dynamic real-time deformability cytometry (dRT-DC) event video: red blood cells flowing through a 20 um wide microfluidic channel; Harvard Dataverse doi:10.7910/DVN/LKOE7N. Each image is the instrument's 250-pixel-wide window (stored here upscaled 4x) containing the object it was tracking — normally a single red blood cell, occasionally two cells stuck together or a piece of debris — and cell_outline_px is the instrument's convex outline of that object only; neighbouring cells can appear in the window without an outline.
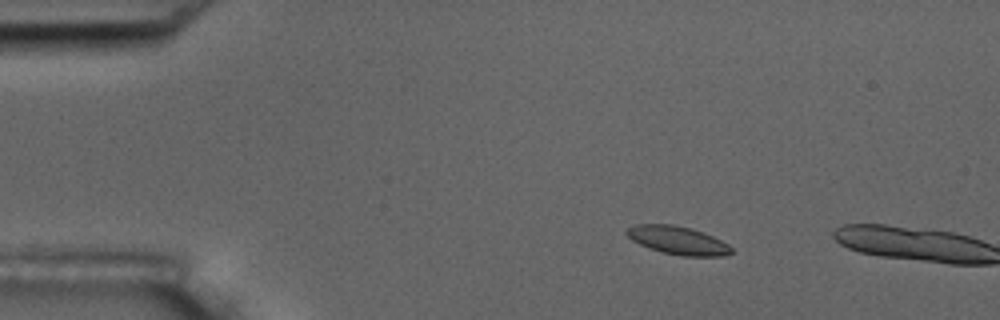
{"species": "common noctule bat (a hibernating species)", "species_latin": "Nyctalus noctula", "temperature_condition": "room temperature", "stored_images_in_passage": 3, "camera_frame_rate_fps": 3000, "um_per_image_px": 0.085, "animal": {"sex": "male", "body_mass_g": 17.5, "forearm_length_mm": 52.3}, "frame": {"image": 1, "passage_image": 2, "time_ms": 2.0, "image_size_px": [1000, 320], "cell_outline_px": [[732, 252], [724, 256], [680, 256], [660, 252], [648, 248], [632, 240], [624, 232], [628, 228], [636, 224], [672, 224], [692, 228], [704, 232], [728, 244], [732, 248]], "centroid_in_image_um": [57.6, 20.43], "position_along_channel_um": 27.4, "area_um2": 17.34}}